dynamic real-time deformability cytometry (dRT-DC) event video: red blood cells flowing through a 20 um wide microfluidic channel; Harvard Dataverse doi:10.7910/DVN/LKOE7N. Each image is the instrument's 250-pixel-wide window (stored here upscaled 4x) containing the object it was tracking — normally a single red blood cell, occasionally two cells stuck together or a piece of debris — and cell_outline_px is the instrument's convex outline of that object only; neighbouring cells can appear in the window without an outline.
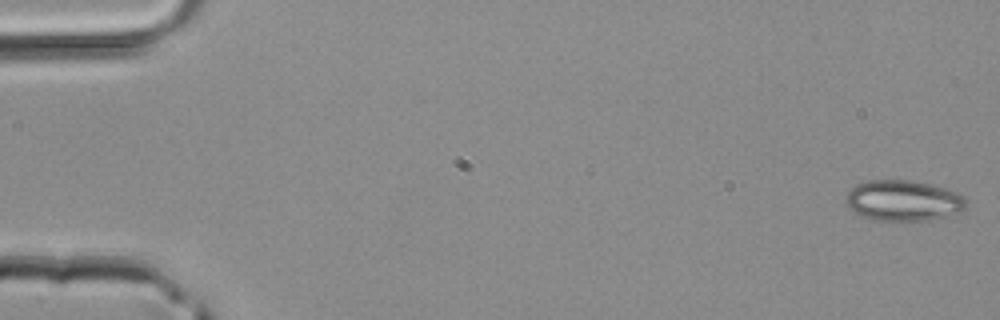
{"species": "common noctule bat (a hibernating species)", "species_latin": "Nyctalus noctula", "temperature_condition": "room temperature", "stored_images_in_passage": 44, "camera_frame_rate_fps": 3000, "um_per_image_px": 0.085, "animal": {"sex": "male", "body_mass_g": 20.4}, "frame": {"image": 1, "passage_image": 1, "time_ms": 0.0, "image_size_px": [1000, 320], "cell_outline_px": [[964, 208], [960, 212], [928, 220], [876, 220], [860, 216], [848, 208], [844, 200], [844, 196], [856, 184], [868, 180], [912, 180], [944, 188], [956, 192], [964, 196]], "centroid_in_image_um": [76.71, 17.04], "position_along_channel_um": 8.3, "area_um2": 28.44}}
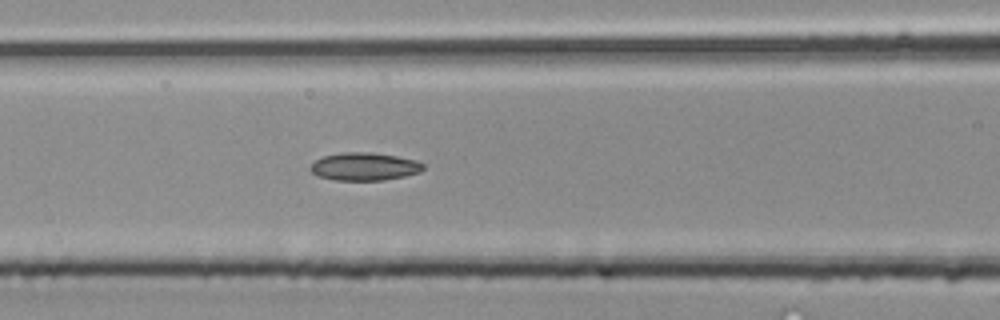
{"frame": {"image": 2, "passage_image": 19, "time_ms": 6.0, "image_size_px": [1000, 320], "cell_outline_px": [[424, 168], [420, 172], [404, 176], [384, 180], [336, 180], [320, 176], [312, 172], [308, 168], [316, 160], [324, 156], [340, 152], [372, 152], [396, 156], [416, 160], [424, 164]], "centroid_in_image_um": [30.98, 14.15], "position_along_channel_um": 135.6, "area_um2": 18.26}}
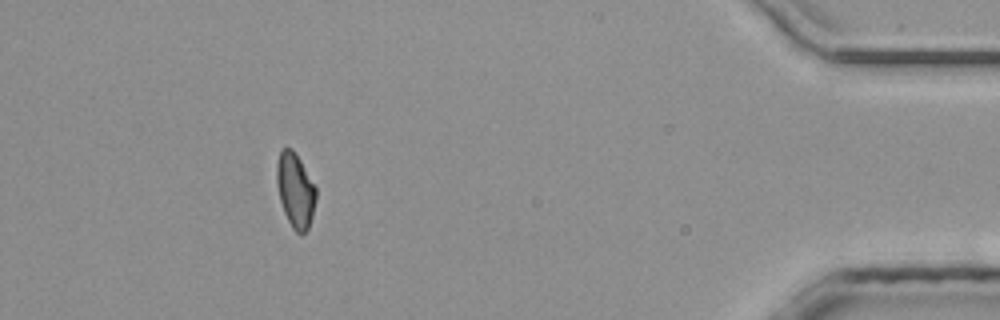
{"frame": {"image": 3, "passage_image": 40, "time_ms": 13.0, "image_size_px": [1000, 320], "cell_outline_px": [[316, 200], [312, 216], [308, 228], [300, 236], [292, 228], [284, 212], [280, 200], [276, 184], [276, 164], [280, 148], [292, 148], [300, 160], [316, 188]], "centroid_in_image_um": [25.08, 16.17], "position_along_channel_um": 410.1, "area_um2": 17.11}}